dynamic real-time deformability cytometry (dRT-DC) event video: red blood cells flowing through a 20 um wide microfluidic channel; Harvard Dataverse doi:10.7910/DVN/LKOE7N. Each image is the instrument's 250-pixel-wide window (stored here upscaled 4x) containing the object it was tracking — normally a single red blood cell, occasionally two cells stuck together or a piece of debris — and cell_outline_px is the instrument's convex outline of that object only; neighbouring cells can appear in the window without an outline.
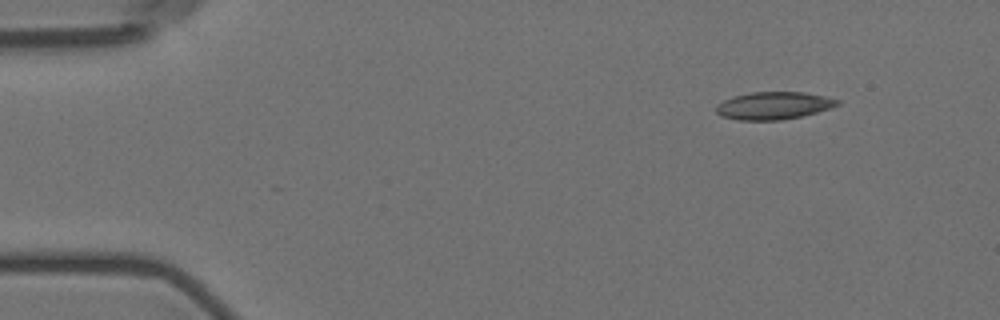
{"species": "Egyptian fruit bat (a non-hibernating species)", "species_latin": "Rousettus aegyptiacus", "temperature_condition": "room temperature", "stored_images_in_passage": 5, "camera_frame_rate_fps": 3000, "um_per_image_px": 0.085, "animal": {"sex": "female"}, "frame": {"image": 1, "passage_image": 1, "time_ms": 0.0, "image_size_px": [1000, 320], "cell_outline_px": [[840, 104], [832, 108], [800, 116], [780, 120], [740, 120], [720, 116], [716, 112], [716, 104], [732, 96], [752, 92], [804, 92], [824, 96], [840, 100]], "centroid_in_image_um": [65.74, 8.97], "position_along_channel_um": 19.3, "area_um2": 19.48}}
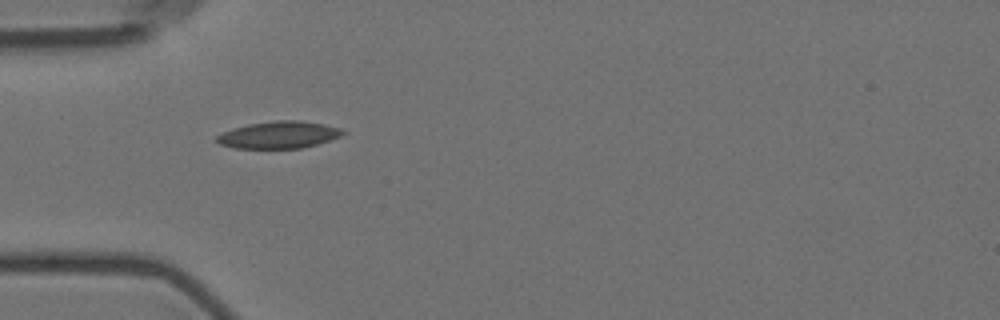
{"frame": {"image": 2, "passage_image": 4, "time_ms": 3.667, "image_size_px": [1000, 320], "cell_outline_px": [[348, 132], [340, 136], [316, 144], [300, 148], [236, 148], [220, 144], [216, 140], [216, 136], [224, 132], [248, 124], [276, 120], [300, 120], [324, 124], [340, 128]], "centroid_in_image_um": [23.73, 11.45], "position_along_channel_um": 61.3, "area_um2": 19.65}}
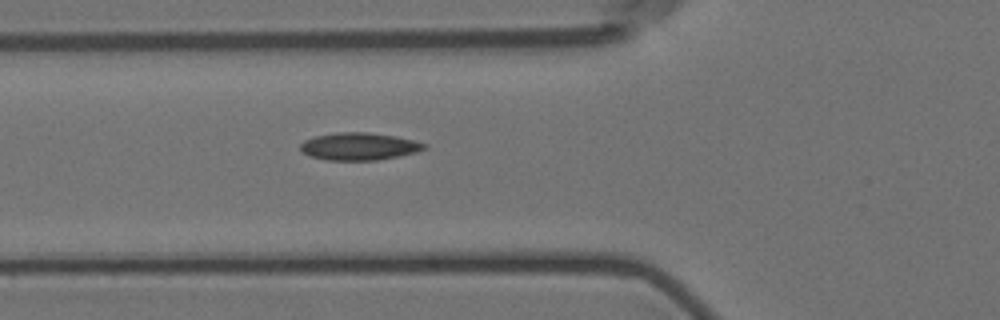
{"frame": {"image": 3, "passage_image": 5, "time_ms": 4.667, "image_size_px": [1000, 320], "cell_outline_px": [[428, 148], [416, 152], [376, 160], [328, 160], [312, 156], [304, 152], [300, 148], [300, 144], [304, 140], [316, 136], [336, 132], [368, 132], [396, 136], [428, 144]], "centroid_in_image_um": [30.54, 12.43], "position_along_channel_um": 95.3, "area_um2": 19.65}}